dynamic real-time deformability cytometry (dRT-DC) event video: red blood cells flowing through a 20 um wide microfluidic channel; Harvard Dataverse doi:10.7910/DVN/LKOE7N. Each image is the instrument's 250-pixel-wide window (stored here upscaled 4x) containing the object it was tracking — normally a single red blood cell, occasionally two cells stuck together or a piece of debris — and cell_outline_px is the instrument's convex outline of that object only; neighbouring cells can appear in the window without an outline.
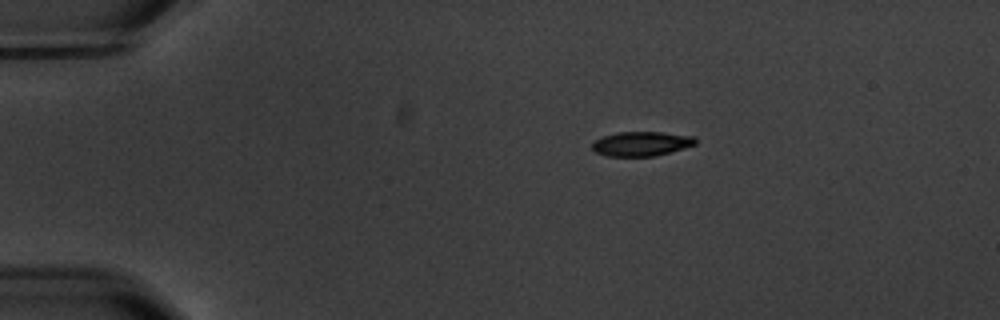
{"species": "common noctule bat (a hibernating species)", "species_latin": "Nyctalus noctula", "temperature_condition": "warm", "stored_images_in_passage": 3, "camera_frame_rate_fps": 3000, "um_per_image_px": 0.085, "animal": {"sex": "male", "body_mass_g": 20.1, "forearm_length_mm": 53.5}, "frame": {"image": 1, "passage_image": 1, "time_ms": 0.0, "image_size_px": [1000, 320], "cell_outline_px": [[696, 144], [684, 148], [652, 156], [608, 156], [596, 152], [592, 148], [592, 144], [596, 140], [604, 136], [620, 132], [660, 132], [696, 136]], "centroid_in_image_um": [54.54, 12.21], "position_along_channel_um": 30.5, "area_um2": 14.51}}